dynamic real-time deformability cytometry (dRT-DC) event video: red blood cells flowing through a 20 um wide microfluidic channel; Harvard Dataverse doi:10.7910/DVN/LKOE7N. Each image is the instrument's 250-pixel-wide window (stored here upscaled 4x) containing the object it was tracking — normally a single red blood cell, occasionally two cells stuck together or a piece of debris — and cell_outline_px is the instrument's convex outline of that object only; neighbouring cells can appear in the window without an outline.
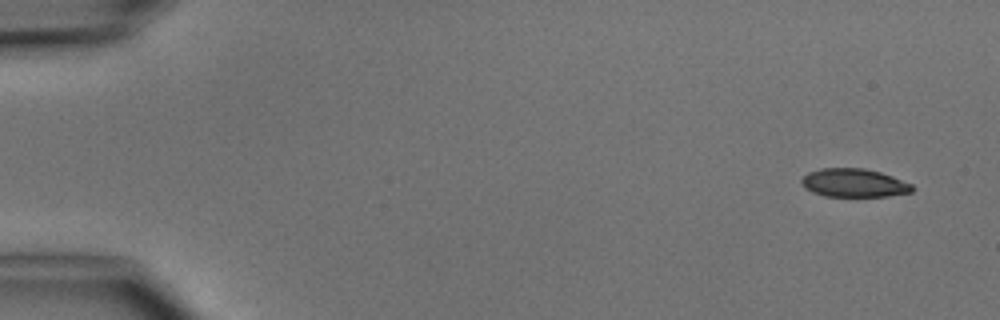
{"species": "common noctule bat (a hibernating species)", "species_latin": "Nyctalus noctula", "temperature_condition": "cold", "stored_images_in_passage": 4, "camera_frame_rate_fps": 3000, "um_per_image_px": 0.085, "animal": {"sex": "male", "body_mass_g": 15.6}, "frame": {"image": 1, "passage_image": 1, "time_ms": 0.0, "image_size_px": [1000, 320], "cell_outline_px": [[912, 192], [888, 196], [824, 196], [812, 192], [804, 188], [800, 180], [808, 172], [820, 168], [864, 168], [880, 172], [892, 176], [912, 184]], "centroid_in_image_um": [72.56, 15.54], "position_along_channel_um": 12.4, "area_um2": 18.32}}
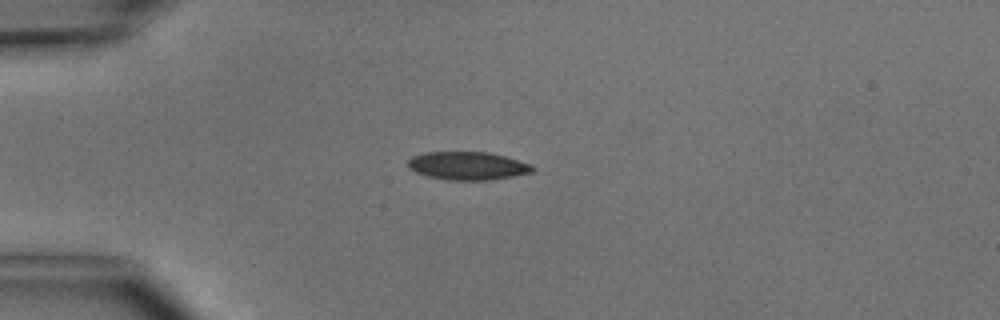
{"frame": {"image": 2, "passage_image": 3, "time_ms": 3.333, "image_size_px": [1000, 320], "cell_outline_px": [[536, 168], [532, 172], [512, 176], [488, 180], [448, 180], [428, 176], [416, 172], [408, 168], [408, 160], [412, 156], [424, 152], [488, 152], [504, 156], [532, 164]], "centroid_in_image_um": [39.74, 14.09], "position_along_channel_um": 45.3, "area_um2": 20.4}}